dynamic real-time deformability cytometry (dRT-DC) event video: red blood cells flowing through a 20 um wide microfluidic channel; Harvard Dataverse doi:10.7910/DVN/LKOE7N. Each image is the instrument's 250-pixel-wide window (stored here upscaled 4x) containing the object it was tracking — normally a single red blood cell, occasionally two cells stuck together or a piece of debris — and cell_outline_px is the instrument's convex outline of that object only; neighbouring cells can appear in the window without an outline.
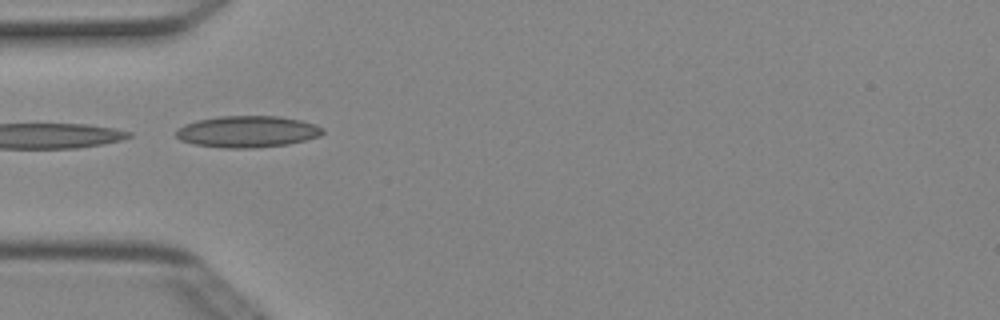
{"species": "Egyptian fruit bat (a non-hibernating species)", "species_latin": "Rousettus aegyptiacus", "temperature_condition": "cold", "stored_images_in_passage": 7, "camera_frame_rate_fps": 3000, "um_per_image_px": 0.085, "animal": {"sex": "female"}, "frame": {"image": 1, "passage_image": 4, "time_ms": 1.0, "image_size_px": [1000, 320], "cell_outline_px": [[324, 132], [320, 136], [288, 144], [252, 148], [224, 148], [196, 144], [180, 140], [176, 136], [176, 128], [184, 124], [196, 120], [220, 116], [280, 116], [300, 120], [316, 124], [324, 128]], "centroid_in_image_um": [21.03, 11.18], "position_along_channel_um": 64.0, "area_um2": 27.05}}
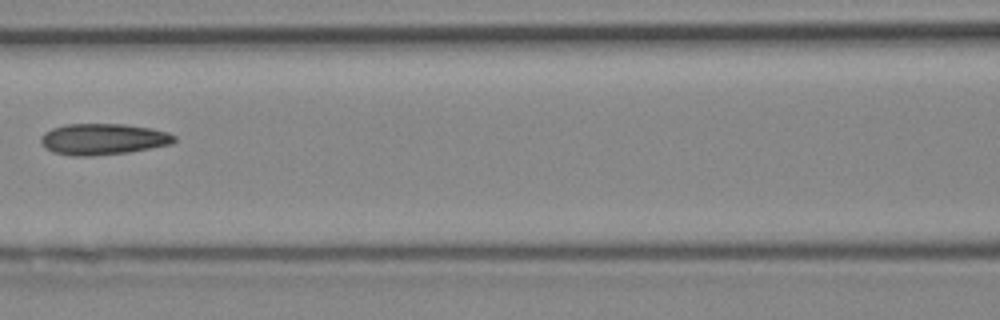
{"frame": {"image": 2, "passage_image": 6, "time_ms": 1.667, "image_size_px": [1000, 320], "cell_outline_px": [[176, 140], [172, 144], [128, 152], [92, 156], [72, 156], [52, 152], [44, 148], [40, 144], [40, 136], [44, 132], [52, 128], [64, 124], [124, 124], [152, 128], [168, 132], [176, 136]], "centroid_in_image_um": [8.73, 11.83], "position_along_channel_um": 157.9, "area_um2": 24.57}}
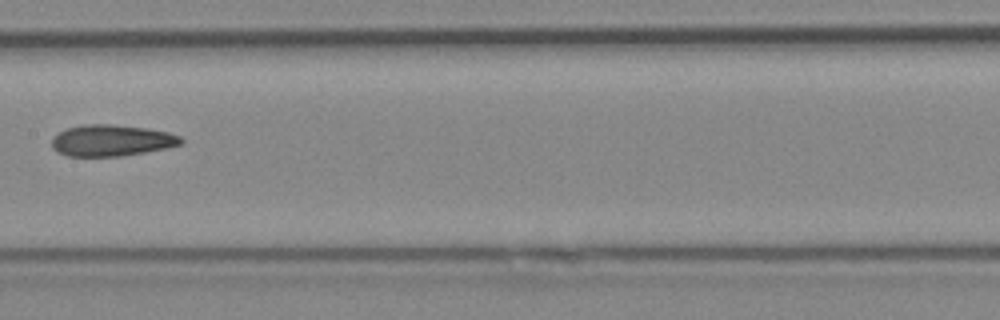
{"frame": {"image": 3, "passage_image": 7, "time_ms": 2.0, "image_size_px": [1000, 320], "cell_outline_px": [[184, 144], [168, 148], [120, 156], [68, 156], [56, 152], [52, 148], [52, 136], [68, 128], [84, 124], [108, 124], [144, 128], [168, 132], [180, 136], [184, 140]], "centroid_in_image_um": [9.49, 11.94], "position_along_channel_um": 197.9, "area_um2": 23.64}}